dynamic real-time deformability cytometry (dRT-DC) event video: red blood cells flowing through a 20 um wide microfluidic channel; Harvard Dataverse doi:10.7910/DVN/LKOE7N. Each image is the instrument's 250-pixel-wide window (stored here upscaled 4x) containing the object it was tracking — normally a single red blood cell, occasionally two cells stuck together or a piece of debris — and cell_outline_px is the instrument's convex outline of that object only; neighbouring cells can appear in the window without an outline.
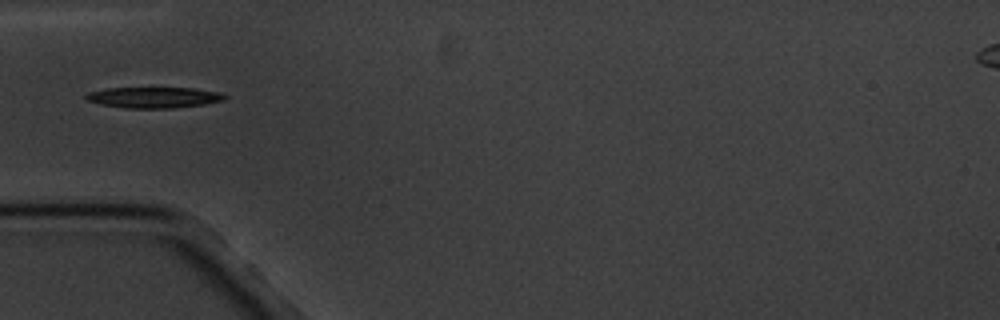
{"species": "common noctule bat (a hibernating species)", "species_latin": "Nyctalus noctula", "temperature_condition": "cold", "stored_images_in_passage": 8, "camera_frame_rate_fps": 3000, "um_per_image_px": 0.085, "animal": {"sex": "male", "body_mass_g": 20.1, "forearm_length_mm": 53.5}, "frame": {"image": 1, "passage_image": 1, "time_ms": 0.0, "image_size_px": [1000, 320], "cell_outline_px": [[228, 96], [224, 100], [204, 104], [172, 108], [124, 108], [100, 104], [88, 100], [84, 96], [88, 92], [108, 88], [196, 88], [220, 92]], "centroid_in_image_um": [13.1, 8.28], "position_along_channel_um": 71.9, "area_um2": 16.88}}
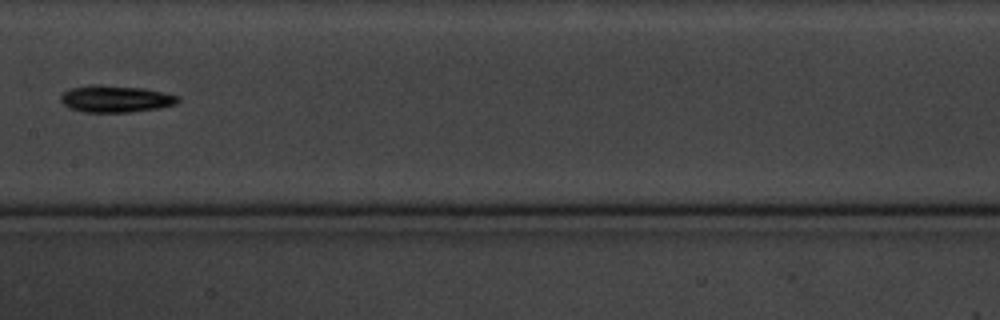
{"frame": {"image": 2, "passage_image": 4, "time_ms": 3.667, "image_size_px": [1000, 320], "cell_outline_px": [[180, 100], [176, 104], [160, 108], [128, 112], [84, 112], [72, 108], [64, 104], [60, 100], [60, 96], [68, 88], [144, 88], [164, 92], [180, 96]], "centroid_in_image_um": [9.93, 8.46], "position_along_channel_um": 197.5, "area_um2": 17.34}}
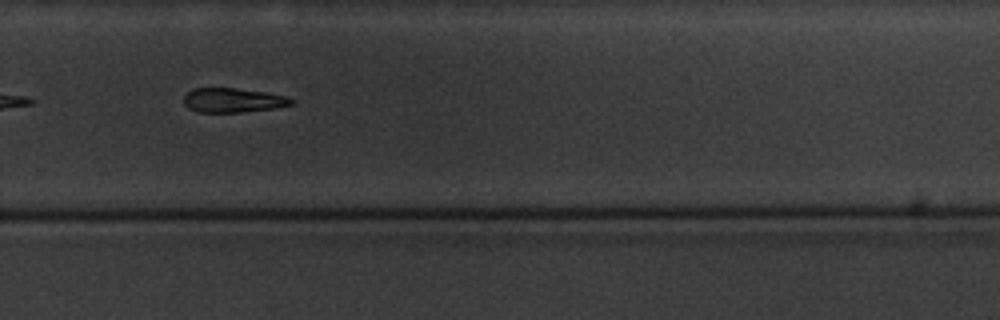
{"frame": {"image": 3, "passage_image": 7, "time_ms": 7.0, "image_size_px": [1000, 320], "cell_outline_px": [[292, 104], [276, 108], [240, 112], [200, 112], [188, 108], [184, 104], [184, 96], [192, 88], [236, 88], [264, 92], [284, 96], [292, 100]], "centroid_in_image_um": [19.75, 8.52], "position_along_channel_um": 310.0, "area_um2": 15.09}}